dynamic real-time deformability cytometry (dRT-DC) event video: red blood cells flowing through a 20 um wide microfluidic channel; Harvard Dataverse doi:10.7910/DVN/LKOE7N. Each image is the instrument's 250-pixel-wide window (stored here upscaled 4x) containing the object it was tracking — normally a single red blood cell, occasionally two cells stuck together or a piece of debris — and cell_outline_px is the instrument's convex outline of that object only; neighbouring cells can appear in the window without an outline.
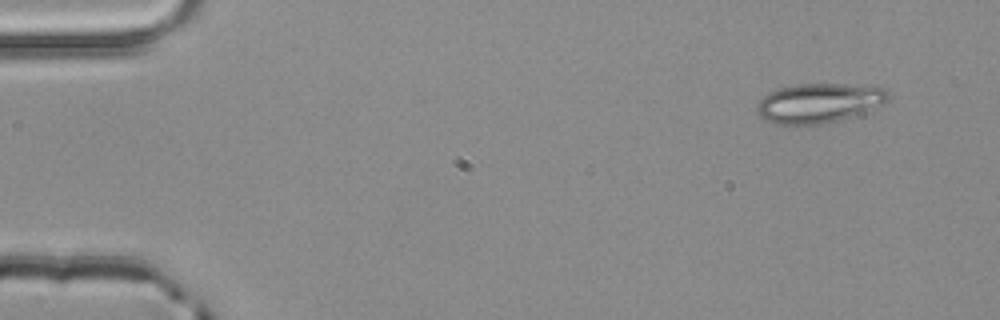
{"species": "common noctule bat (a hibernating species)", "species_latin": "Nyctalus noctula", "temperature_condition": "room temperature", "stored_images_in_passage": 5, "camera_frame_rate_fps": 3000, "um_per_image_px": 0.085, "animal": {"sex": "male", "body_mass_g": 20.4}, "frame": {"image": 1, "passage_image": 1, "time_ms": 0.0, "image_size_px": [1000, 320], "cell_outline_px": [[888, 100], [884, 104], [864, 112], [840, 120], [820, 124], [776, 124], [760, 116], [756, 108], [760, 100], [768, 92], [780, 88], [796, 84], [844, 84], [884, 88], [888, 92]], "centroid_in_image_um": [69.61, 8.75], "position_along_channel_um": 15.4, "area_um2": 29.94}}
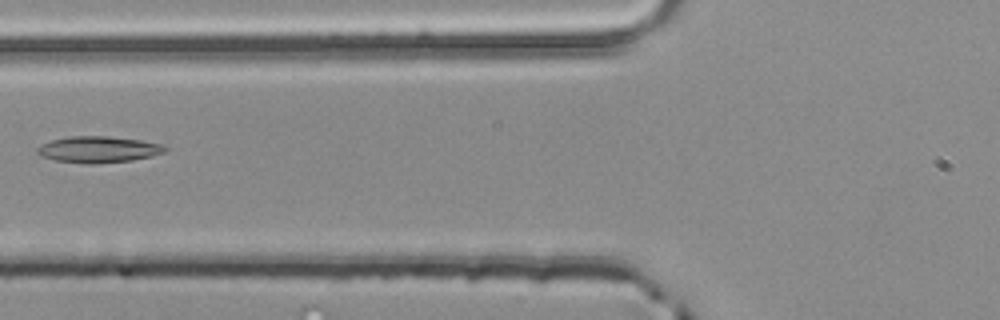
{"frame": {"image": 2, "passage_image": 5, "time_ms": 1.333, "image_size_px": [1000, 320], "cell_outline_px": [[168, 148], [164, 152], [152, 156], [132, 160], [92, 164], [56, 160], [40, 156], [36, 152], [36, 148], [52, 140], [68, 136], [108, 136], [140, 140], [160, 144]], "centroid_in_image_um": [8.36, 12.7], "position_along_channel_um": 117.4, "area_um2": 19.42}}